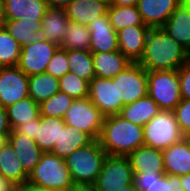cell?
Instances as JSON below:
<instances>
[{"label": "cell", "mask_w": 190, "mask_h": 191, "mask_svg": "<svg viewBox=\"0 0 190 191\" xmlns=\"http://www.w3.org/2000/svg\"><path fill=\"white\" fill-rule=\"evenodd\" d=\"M190 59V54L161 27L150 28L145 49L138 64L146 71L178 70Z\"/></svg>", "instance_id": "cell-1"}, {"label": "cell", "mask_w": 190, "mask_h": 191, "mask_svg": "<svg viewBox=\"0 0 190 191\" xmlns=\"http://www.w3.org/2000/svg\"><path fill=\"white\" fill-rule=\"evenodd\" d=\"M107 155L125 156L144 145L143 127L119 114L104 117L98 138Z\"/></svg>", "instance_id": "cell-2"}, {"label": "cell", "mask_w": 190, "mask_h": 191, "mask_svg": "<svg viewBox=\"0 0 190 191\" xmlns=\"http://www.w3.org/2000/svg\"><path fill=\"white\" fill-rule=\"evenodd\" d=\"M106 156L107 153L100 146L98 140L72 152L65 159V163L74 184H94Z\"/></svg>", "instance_id": "cell-3"}, {"label": "cell", "mask_w": 190, "mask_h": 191, "mask_svg": "<svg viewBox=\"0 0 190 191\" xmlns=\"http://www.w3.org/2000/svg\"><path fill=\"white\" fill-rule=\"evenodd\" d=\"M28 182L55 191H70L74 186L65 159L52 152H44L28 175Z\"/></svg>", "instance_id": "cell-4"}, {"label": "cell", "mask_w": 190, "mask_h": 191, "mask_svg": "<svg viewBox=\"0 0 190 191\" xmlns=\"http://www.w3.org/2000/svg\"><path fill=\"white\" fill-rule=\"evenodd\" d=\"M147 95L160 110L173 111L182 100L178 70L147 71Z\"/></svg>", "instance_id": "cell-5"}, {"label": "cell", "mask_w": 190, "mask_h": 191, "mask_svg": "<svg viewBox=\"0 0 190 191\" xmlns=\"http://www.w3.org/2000/svg\"><path fill=\"white\" fill-rule=\"evenodd\" d=\"M144 145L164 150L182 141V133L173 111L161 110L143 126Z\"/></svg>", "instance_id": "cell-6"}, {"label": "cell", "mask_w": 190, "mask_h": 191, "mask_svg": "<svg viewBox=\"0 0 190 191\" xmlns=\"http://www.w3.org/2000/svg\"><path fill=\"white\" fill-rule=\"evenodd\" d=\"M133 183V169L128 157L107 155L94 185L98 191H119Z\"/></svg>", "instance_id": "cell-7"}, {"label": "cell", "mask_w": 190, "mask_h": 191, "mask_svg": "<svg viewBox=\"0 0 190 191\" xmlns=\"http://www.w3.org/2000/svg\"><path fill=\"white\" fill-rule=\"evenodd\" d=\"M65 124L89 133L98 140L104 116L89 98L74 99L64 116Z\"/></svg>", "instance_id": "cell-8"}, {"label": "cell", "mask_w": 190, "mask_h": 191, "mask_svg": "<svg viewBox=\"0 0 190 191\" xmlns=\"http://www.w3.org/2000/svg\"><path fill=\"white\" fill-rule=\"evenodd\" d=\"M112 80H117L118 100L123 105L147 96V71L138 63H131Z\"/></svg>", "instance_id": "cell-9"}, {"label": "cell", "mask_w": 190, "mask_h": 191, "mask_svg": "<svg viewBox=\"0 0 190 191\" xmlns=\"http://www.w3.org/2000/svg\"><path fill=\"white\" fill-rule=\"evenodd\" d=\"M60 46L46 39L21 47L17 67L27 76L46 71L49 61Z\"/></svg>", "instance_id": "cell-10"}, {"label": "cell", "mask_w": 190, "mask_h": 191, "mask_svg": "<svg viewBox=\"0 0 190 191\" xmlns=\"http://www.w3.org/2000/svg\"><path fill=\"white\" fill-rule=\"evenodd\" d=\"M90 101L100 110L104 117L117 115L123 108L118 100L117 80L95 76L89 82Z\"/></svg>", "instance_id": "cell-11"}, {"label": "cell", "mask_w": 190, "mask_h": 191, "mask_svg": "<svg viewBox=\"0 0 190 191\" xmlns=\"http://www.w3.org/2000/svg\"><path fill=\"white\" fill-rule=\"evenodd\" d=\"M29 76L17 66L0 67V105L7 108L29 97Z\"/></svg>", "instance_id": "cell-12"}, {"label": "cell", "mask_w": 190, "mask_h": 191, "mask_svg": "<svg viewBox=\"0 0 190 191\" xmlns=\"http://www.w3.org/2000/svg\"><path fill=\"white\" fill-rule=\"evenodd\" d=\"M92 53L119 51L117 32L114 31L108 15L95 18L89 25Z\"/></svg>", "instance_id": "cell-13"}, {"label": "cell", "mask_w": 190, "mask_h": 191, "mask_svg": "<svg viewBox=\"0 0 190 191\" xmlns=\"http://www.w3.org/2000/svg\"><path fill=\"white\" fill-rule=\"evenodd\" d=\"M149 30L147 25H138L125 27L117 32L119 51L132 63H138L142 58Z\"/></svg>", "instance_id": "cell-14"}, {"label": "cell", "mask_w": 190, "mask_h": 191, "mask_svg": "<svg viewBox=\"0 0 190 191\" xmlns=\"http://www.w3.org/2000/svg\"><path fill=\"white\" fill-rule=\"evenodd\" d=\"M161 28L190 54V4L180 3Z\"/></svg>", "instance_id": "cell-15"}, {"label": "cell", "mask_w": 190, "mask_h": 191, "mask_svg": "<svg viewBox=\"0 0 190 191\" xmlns=\"http://www.w3.org/2000/svg\"><path fill=\"white\" fill-rule=\"evenodd\" d=\"M179 4V0H138L137 8L145 25L158 28L165 24Z\"/></svg>", "instance_id": "cell-16"}, {"label": "cell", "mask_w": 190, "mask_h": 191, "mask_svg": "<svg viewBox=\"0 0 190 191\" xmlns=\"http://www.w3.org/2000/svg\"><path fill=\"white\" fill-rule=\"evenodd\" d=\"M127 157L131 163L133 173H165L164 157L161 149L143 145Z\"/></svg>", "instance_id": "cell-17"}, {"label": "cell", "mask_w": 190, "mask_h": 191, "mask_svg": "<svg viewBox=\"0 0 190 191\" xmlns=\"http://www.w3.org/2000/svg\"><path fill=\"white\" fill-rule=\"evenodd\" d=\"M12 146L18 156L23 169L29 175L35 168L44 153L35 140L26 135H21L15 130H12L6 139Z\"/></svg>", "instance_id": "cell-18"}, {"label": "cell", "mask_w": 190, "mask_h": 191, "mask_svg": "<svg viewBox=\"0 0 190 191\" xmlns=\"http://www.w3.org/2000/svg\"><path fill=\"white\" fill-rule=\"evenodd\" d=\"M108 6L104 0H72L65 11L70 21L88 26L95 18L107 15Z\"/></svg>", "instance_id": "cell-19"}, {"label": "cell", "mask_w": 190, "mask_h": 191, "mask_svg": "<svg viewBox=\"0 0 190 191\" xmlns=\"http://www.w3.org/2000/svg\"><path fill=\"white\" fill-rule=\"evenodd\" d=\"M162 152L165 174L177 176L190 174V140L187 137Z\"/></svg>", "instance_id": "cell-20"}, {"label": "cell", "mask_w": 190, "mask_h": 191, "mask_svg": "<svg viewBox=\"0 0 190 191\" xmlns=\"http://www.w3.org/2000/svg\"><path fill=\"white\" fill-rule=\"evenodd\" d=\"M6 20H42L48 10L44 0H3Z\"/></svg>", "instance_id": "cell-21"}, {"label": "cell", "mask_w": 190, "mask_h": 191, "mask_svg": "<svg viewBox=\"0 0 190 191\" xmlns=\"http://www.w3.org/2000/svg\"><path fill=\"white\" fill-rule=\"evenodd\" d=\"M133 184L138 191H184L181 176L165 173H133Z\"/></svg>", "instance_id": "cell-22"}, {"label": "cell", "mask_w": 190, "mask_h": 191, "mask_svg": "<svg viewBox=\"0 0 190 191\" xmlns=\"http://www.w3.org/2000/svg\"><path fill=\"white\" fill-rule=\"evenodd\" d=\"M0 175L13 185L22 184L28 180V174L7 140L0 145Z\"/></svg>", "instance_id": "cell-23"}, {"label": "cell", "mask_w": 190, "mask_h": 191, "mask_svg": "<svg viewBox=\"0 0 190 191\" xmlns=\"http://www.w3.org/2000/svg\"><path fill=\"white\" fill-rule=\"evenodd\" d=\"M94 140L89 133L66 125L61 127L59 142L55 143L51 152L62 159H66L72 152L91 144Z\"/></svg>", "instance_id": "cell-24"}, {"label": "cell", "mask_w": 190, "mask_h": 191, "mask_svg": "<svg viewBox=\"0 0 190 191\" xmlns=\"http://www.w3.org/2000/svg\"><path fill=\"white\" fill-rule=\"evenodd\" d=\"M69 22L65 9L48 8L42 19L41 32L43 39L60 46Z\"/></svg>", "instance_id": "cell-25"}, {"label": "cell", "mask_w": 190, "mask_h": 191, "mask_svg": "<svg viewBox=\"0 0 190 191\" xmlns=\"http://www.w3.org/2000/svg\"><path fill=\"white\" fill-rule=\"evenodd\" d=\"M95 75L114 78L132 62L120 51L92 53Z\"/></svg>", "instance_id": "cell-26"}, {"label": "cell", "mask_w": 190, "mask_h": 191, "mask_svg": "<svg viewBox=\"0 0 190 191\" xmlns=\"http://www.w3.org/2000/svg\"><path fill=\"white\" fill-rule=\"evenodd\" d=\"M158 104L148 95L124 105L119 115L138 126H144L160 112Z\"/></svg>", "instance_id": "cell-27"}, {"label": "cell", "mask_w": 190, "mask_h": 191, "mask_svg": "<svg viewBox=\"0 0 190 191\" xmlns=\"http://www.w3.org/2000/svg\"><path fill=\"white\" fill-rule=\"evenodd\" d=\"M66 126L64 119L40 115L35 142L43 152H51L55 143L59 142L61 127Z\"/></svg>", "instance_id": "cell-28"}, {"label": "cell", "mask_w": 190, "mask_h": 191, "mask_svg": "<svg viewBox=\"0 0 190 191\" xmlns=\"http://www.w3.org/2000/svg\"><path fill=\"white\" fill-rule=\"evenodd\" d=\"M42 20H6L4 27L21 47L43 39Z\"/></svg>", "instance_id": "cell-29"}, {"label": "cell", "mask_w": 190, "mask_h": 191, "mask_svg": "<svg viewBox=\"0 0 190 191\" xmlns=\"http://www.w3.org/2000/svg\"><path fill=\"white\" fill-rule=\"evenodd\" d=\"M29 97L40 104L59 91V79L47 72L29 76Z\"/></svg>", "instance_id": "cell-30"}, {"label": "cell", "mask_w": 190, "mask_h": 191, "mask_svg": "<svg viewBox=\"0 0 190 191\" xmlns=\"http://www.w3.org/2000/svg\"><path fill=\"white\" fill-rule=\"evenodd\" d=\"M12 130L40 116L39 104L31 97L23 98L6 108Z\"/></svg>", "instance_id": "cell-31"}, {"label": "cell", "mask_w": 190, "mask_h": 191, "mask_svg": "<svg viewBox=\"0 0 190 191\" xmlns=\"http://www.w3.org/2000/svg\"><path fill=\"white\" fill-rule=\"evenodd\" d=\"M107 15L115 32L128 26L145 25L137 6L109 5Z\"/></svg>", "instance_id": "cell-32"}, {"label": "cell", "mask_w": 190, "mask_h": 191, "mask_svg": "<svg viewBox=\"0 0 190 191\" xmlns=\"http://www.w3.org/2000/svg\"><path fill=\"white\" fill-rule=\"evenodd\" d=\"M70 72L90 82L96 75L92 52L81 50H67Z\"/></svg>", "instance_id": "cell-33"}, {"label": "cell", "mask_w": 190, "mask_h": 191, "mask_svg": "<svg viewBox=\"0 0 190 191\" xmlns=\"http://www.w3.org/2000/svg\"><path fill=\"white\" fill-rule=\"evenodd\" d=\"M90 46V31L88 26L70 21L68 29L64 34V39L60 48L65 50L88 51Z\"/></svg>", "instance_id": "cell-34"}, {"label": "cell", "mask_w": 190, "mask_h": 191, "mask_svg": "<svg viewBox=\"0 0 190 191\" xmlns=\"http://www.w3.org/2000/svg\"><path fill=\"white\" fill-rule=\"evenodd\" d=\"M21 46L5 27L0 28V67L17 66Z\"/></svg>", "instance_id": "cell-35"}, {"label": "cell", "mask_w": 190, "mask_h": 191, "mask_svg": "<svg viewBox=\"0 0 190 191\" xmlns=\"http://www.w3.org/2000/svg\"><path fill=\"white\" fill-rule=\"evenodd\" d=\"M74 99L64 92L58 91L48 100L39 104L40 115L45 117L64 118Z\"/></svg>", "instance_id": "cell-36"}, {"label": "cell", "mask_w": 190, "mask_h": 191, "mask_svg": "<svg viewBox=\"0 0 190 191\" xmlns=\"http://www.w3.org/2000/svg\"><path fill=\"white\" fill-rule=\"evenodd\" d=\"M59 91L66 93L73 99L88 98L89 82L68 72L59 79Z\"/></svg>", "instance_id": "cell-37"}, {"label": "cell", "mask_w": 190, "mask_h": 191, "mask_svg": "<svg viewBox=\"0 0 190 191\" xmlns=\"http://www.w3.org/2000/svg\"><path fill=\"white\" fill-rule=\"evenodd\" d=\"M45 72L58 79L70 72L67 50L59 47L49 61Z\"/></svg>", "instance_id": "cell-38"}, {"label": "cell", "mask_w": 190, "mask_h": 191, "mask_svg": "<svg viewBox=\"0 0 190 191\" xmlns=\"http://www.w3.org/2000/svg\"><path fill=\"white\" fill-rule=\"evenodd\" d=\"M179 128L185 137L190 135V100L182 99L173 110Z\"/></svg>", "instance_id": "cell-39"}, {"label": "cell", "mask_w": 190, "mask_h": 191, "mask_svg": "<svg viewBox=\"0 0 190 191\" xmlns=\"http://www.w3.org/2000/svg\"><path fill=\"white\" fill-rule=\"evenodd\" d=\"M182 99L190 100V59L178 69Z\"/></svg>", "instance_id": "cell-40"}, {"label": "cell", "mask_w": 190, "mask_h": 191, "mask_svg": "<svg viewBox=\"0 0 190 191\" xmlns=\"http://www.w3.org/2000/svg\"><path fill=\"white\" fill-rule=\"evenodd\" d=\"M37 125H40V116L34 120H31V122L17 126L14 130L17 133L26 135L34 140L36 137Z\"/></svg>", "instance_id": "cell-41"}, {"label": "cell", "mask_w": 190, "mask_h": 191, "mask_svg": "<svg viewBox=\"0 0 190 191\" xmlns=\"http://www.w3.org/2000/svg\"><path fill=\"white\" fill-rule=\"evenodd\" d=\"M11 131L7 110L0 105V139L6 140Z\"/></svg>", "instance_id": "cell-42"}, {"label": "cell", "mask_w": 190, "mask_h": 191, "mask_svg": "<svg viewBox=\"0 0 190 191\" xmlns=\"http://www.w3.org/2000/svg\"><path fill=\"white\" fill-rule=\"evenodd\" d=\"M13 191H55V190L47 189L45 187H40L26 181L22 184L15 185Z\"/></svg>", "instance_id": "cell-43"}, {"label": "cell", "mask_w": 190, "mask_h": 191, "mask_svg": "<svg viewBox=\"0 0 190 191\" xmlns=\"http://www.w3.org/2000/svg\"><path fill=\"white\" fill-rule=\"evenodd\" d=\"M49 8L65 9L72 0H44Z\"/></svg>", "instance_id": "cell-44"}, {"label": "cell", "mask_w": 190, "mask_h": 191, "mask_svg": "<svg viewBox=\"0 0 190 191\" xmlns=\"http://www.w3.org/2000/svg\"><path fill=\"white\" fill-rule=\"evenodd\" d=\"M70 191H98L94 184H74Z\"/></svg>", "instance_id": "cell-45"}, {"label": "cell", "mask_w": 190, "mask_h": 191, "mask_svg": "<svg viewBox=\"0 0 190 191\" xmlns=\"http://www.w3.org/2000/svg\"><path fill=\"white\" fill-rule=\"evenodd\" d=\"M138 0H110L109 5L137 6Z\"/></svg>", "instance_id": "cell-46"}, {"label": "cell", "mask_w": 190, "mask_h": 191, "mask_svg": "<svg viewBox=\"0 0 190 191\" xmlns=\"http://www.w3.org/2000/svg\"><path fill=\"white\" fill-rule=\"evenodd\" d=\"M14 186L9 180L0 175V191H13Z\"/></svg>", "instance_id": "cell-47"}, {"label": "cell", "mask_w": 190, "mask_h": 191, "mask_svg": "<svg viewBox=\"0 0 190 191\" xmlns=\"http://www.w3.org/2000/svg\"><path fill=\"white\" fill-rule=\"evenodd\" d=\"M181 186L184 191H190V174L181 176Z\"/></svg>", "instance_id": "cell-48"}, {"label": "cell", "mask_w": 190, "mask_h": 191, "mask_svg": "<svg viewBox=\"0 0 190 191\" xmlns=\"http://www.w3.org/2000/svg\"><path fill=\"white\" fill-rule=\"evenodd\" d=\"M6 22L5 11H4V1L0 0V28L4 27Z\"/></svg>", "instance_id": "cell-49"}, {"label": "cell", "mask_w": 190, "mask_h": 191, "mask_svg": "<svg viewBox=\"0 0 190 191\" xmlns=\"http://www.w3.org/2000/svg\"><path fill=\"white\" fill-rule=\"evenodd\" d=\"M119 191H138V189L135 187L133 183L121 188Z\"/></svg>", "instance_id": "cell-50"}, {"label": "cell", "mask_w": 190, "mask_h": 191, "mask_svg": "<svg viewBox=\"0 0 190 191\" xmlns=\"http://www.w3.org/2000/svg\"><path fill=\"white\" fill-rule=\"evenodd\" d=\"M180 3L190 4V0H179Z\"/></svg>", "instance_id": "cell-51"}]
</instances>
